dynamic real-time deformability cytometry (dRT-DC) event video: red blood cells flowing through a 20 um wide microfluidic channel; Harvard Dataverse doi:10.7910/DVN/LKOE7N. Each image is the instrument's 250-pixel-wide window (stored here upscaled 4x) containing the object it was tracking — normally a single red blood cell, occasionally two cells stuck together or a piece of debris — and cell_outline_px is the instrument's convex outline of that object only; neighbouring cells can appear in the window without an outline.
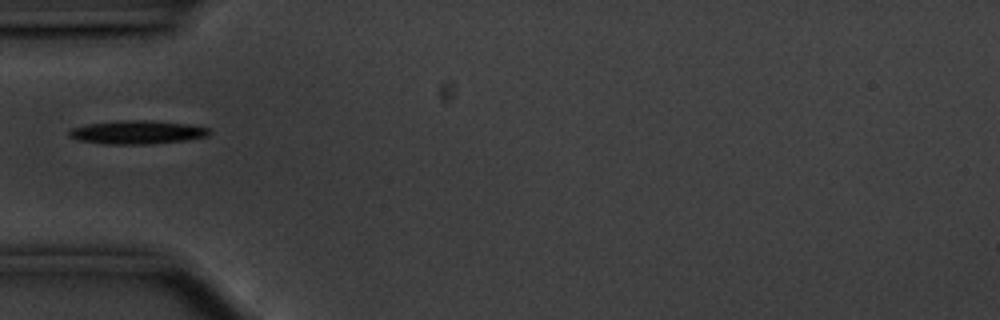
{"species": "common noctule bat (a hibernating species)", "species_latin": "Nyctalus noctula", "temperature_condition": "cold", "stored_images_in_passage": 39, "camera_frame_rate_fps": 3000, "um_per_image_px": 0.085, "animal": {"sex": "male", "body_mass_g": 20.1, "forearm_length_mm": 53.5}, "frame": {"image": 1, "passage_image": 1, "time_ms": 0.0, "image_size_px": [1000, 320], "cell_outline_px": [[212, 132], [208, 136], [188, 140], [148, 144], [104, 144], [80, 140], [68, 136], [68, 132], [72, 128], [88, 124], [120, 120], [152, 120], [188, 124], [208, 128]], "centroid_in_image_um": [11.69, 11.24], "position_along_channel_um": 73.3, "area_um2": 19.25}}
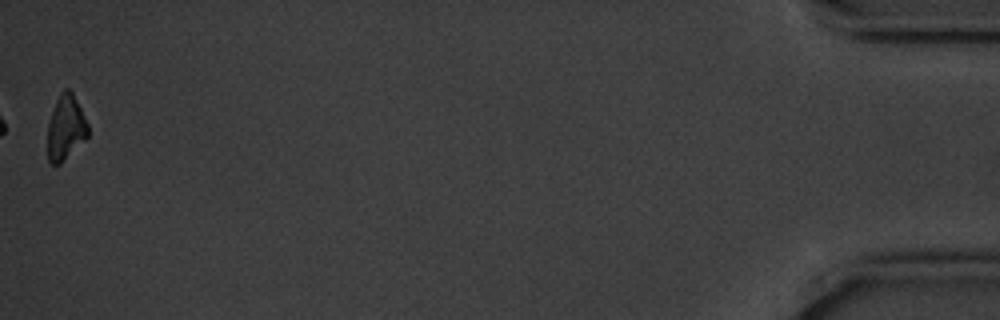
{"frame": {"image": 2, "passage_image": 39, "time_ms": 12.667, "image_size_px": [1000, 320], "cell_outline_px": [[88, 136], [60, 164], [52, 164], [48, 160], [48, 124], [56, 100], [60, 92], [64, 88], [68, 88], [72, 92], [88, 124]], "centroid_in_image_um": [5.58, 10.84], "position_along_channel_um": 429.6, "area_um2": 15.03}}